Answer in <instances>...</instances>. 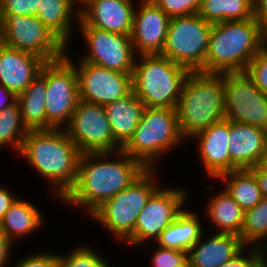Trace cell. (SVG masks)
<instances>
[{"mask_svg": "<svg viewBox=\"0 0 267 267\" xmlns=\"http://www.w3.org/2000/svg\"><path fill=\"white\" fill-rule=\"evenodd\" d=\"M146 168L122 150L81 154L76 181L59 201L90 216L106 200L127 188Z\"/></svg>", "mask_w": 267, "mask_h": 267, "instance_id": "6da1fadb", "label": "cell"}, {"mask_svg": "<svg viewBox=\"0 0 267 267\" xmlns=\"http://www.w3.org/2000/svg\"><path fill=\"white\" fill-rule=\"evenodd\" d=\"M60 201L73 187L81 152L63 128L29 130L18 153Z\"/></svg>", "mask_w": 267, "mask_h": 267, "instance_id": "7a4b0ae2", "label": "cell"}, {"mask_svg": "<svg viewBox=\"0 0 267 267\" xmlns=\"http://www.w3.org/2000/svg\"><path fill=\"white\" fill-rule=\"evenodd\" d=\"M267 43V32L255 17L214 23L209 36L205 73L245 72Z\"/></svg>", "mask_w": 267, "mask_h": 267, "instance_id": "3957f363", "label": "cell"}, {"mask_svg": "<svg viewBox=\"0 0 267 267\" xmlns=\"http://www.w3.org/2000/svg\"><path fill=\"white\" fill-rule=\"evenodd\" d=\"M176 110L186 142L212 124L224 120L223 73L190 72L184 81Z\"/></svg>", "mask_w": 267, "mask_h": 267, "instance_id": "277c9868", "label": "cell"}, {"mask_svg": "<svg viewBox=\"0 0 267 267\" xmlns=\"http://www.w3.org/2000/svg\"><path fill=\"white\" fill-rule=\"evenodd\" d=\"M185 141L176 109L146 107L135 132L121 150L146 169H158L159 160Z\"/></svg>", "mask_w": 267, "mask_h": 267, "instance_id": "5b68a950", "label": "cell"}, {"mask_svg": "<svg viewBox=\"0 0 267 267\" xmlns=\"http://www.w3.org/2000/svg\"><path fill=\"white\" fill-rule=\"evenodd\" d=\"M190 71L160 55H138L132 73L133 92L146 107L176 109Z\"/></svg>", "mask_w": 267, "mask_h": 267, "instance_id": "8992f818", "label": "cell"}, {"mask_svg": "<svg viewBox=\"0 0 267 267\" xmlns=\"http://www.w3.org/2000/svg\"><path fill=\"white\" fill-rule=\"evenodd\" d=\"M157 178H160L159 168L146 169L127 188L99 206L89 218L103 226V230H108L107 234H111L117 243L123 244L133 234L146 202L161 186Z\"/></svg>", "mask_w": 267, "mask_h": 267, "instance_id": "52a82bcc", "label": "cell"}, {"mask_svg": "<svg viewBox=\"0 0 267 267\" xmlns=\"http://www.w3.org/2000/svg\"><path fill=\"white\" fill-rule=\"evenodd\" d=\"M213 24L198 14L172 17L160 55L190 72L205 73V59Z\"/></svg>", "mask_w": 267, "mask_h": 267, "instance_id": "ba28073f", "label": "cell"}, {"mask_svg": "<svg viewBox=\"0 0 267 267\" xmlns=\"http://www.w3.org/2000/svg\"><path fill=\"white\" fill-rule=\"evenodd\" d=\"M1 43L42 58L45 62L61 59L67 46L37 16L0 13Z\"/></svg>", "mask_w": 267, "mask_h": 267, "instance_id": "9c48e42d", "label": "cell"}, {"mask_svg": "<svg viewBox=\"0 0 267 267\" xmlns=\"http://www.w3.org/2000/svg\"><path fill=\"white\" fill-rule=\"evenodd\" d=\"M188 189L182 187L160 186L148 199L141 210L133 234L124 242L127 248H141L149 241L160 237L161 232L170 225L184 209L188 201Z\"/></svg>", "mask_w": 267, "mask_h": 267, "instance_id": "30bf717a", "label": "cell"}, {"mask_svg": "<svg viewBox=\"0 0 267 267\" xmlns=\"http://www.w3.org/2000/svg\"><path fill=\"white\" fill-rule=\"evenodd\" d=\"M46 88V129L64 128L80 100L76 68L65 56L46 62Z\"/></svg>", "mask_w": 267, "mask_h": 267, "instance_id": "8fae6325", "label": "cell"}, {"mask_svg": "<svg viewBox=\"0 0 267 267\" xmlns=\"http://www.w3.org/2000/svg\"><path fill=\"white\" fill-rule=\"evenodd\" d=\"M225 119L267 131V94L246 72H224Z\"/></svg>", "mask_w": 267, "mask_h": 267, "instance_id": "7c38bea8", "label": "cell"}, {"mask_svg": "<svg viewBox=\"0 0 267 267\" xmlns=\"http://www.w3.org/2000/svg\"><path fill=\"white\" fill-rule=\"evenodd\" d=\"M63 129L81 154L121 150L114 140L103 105L79 100L69 123Z\"/></svg>", "mask_w": 267, "mask_h": 267, "instance_id": "4fadbf2b", "label": "cell"}, {"mask_svg": "<svg viewBox=\"0 0 267 267\" xmlns=\"http://www.w3.org/2000/svg\"><path fill=\"white\" fill-rule=\"evenodd\" d=\"M85 44L78 59L112 71L132 74L136 60L131 35H121L91 26H77Z\"/></svg>", "mask_w": 267, "mask_h": 267, "instance_id": "5bb4252c", "label": "cell"}, {"mask_svg": "<svg viewBox=\"0 0 267 267\" xmlns=\"http://www.w3.org/2000/svg\"><path fill=\"white\" fill-rule=\"evenodd\" d=\"M68 49L65 57L76 68L80 100L105 106L133 90L132 74L112 71L77 58L73 60L75 57H71Z\"/></svg>", "mask_w": 267, "mask_h": 267, "instance_id": "9a60e30c", "label": "cell"}, {"mask_svg": "<svg viewBox=\"0 0 267 267\" xmlns=\"http://www.w3.org/2000/svg\"><path fill=\"white\" fill-rule=\"evenodd\" d=\"M170 17L152 0H138L131 40L136 55L161 54L166 43Z\"/></svg>", "mask_w": 267, "mask_h": 267, "instance_id": "2e32d148", "label": "cell"}, {"mask_svg": "<svg viewBox=\"0 0 267 267\" xmlns=\"http://www.w3.org/2000/svg\"><path fill=\"white\" fill-rule=\"evenodd\" d=\"M136 0H83L80 3L78 26L131 35Z\"/></svg>", "mask_w": 267, "mask_h": 267, "instance_id": "e0dca14e", "label": "cell"}, {"mask_svg": "<svg viewBox=\"0 0 267 267\" xmlns=\"http://www.w3.org/2000/svg\"><path fill=\"white\" fill-rule=\"evenodd\" d=\"M230 121L221 120L195 134L189 140L196 142L197 154L206 177L213 182L222 174L230 172L228 137Z\"/></svg>", "mask_w": 267, "mask_h": 267, "instance_id": "ac0fdd59", "label": "cell"}, {"mask_svg": "<svg viewBox=\"0 0 267 267\" xmlns=\"http://www.w3.org/2000/svg\"><path fill=\"white\" fill-rule=\"evenodd\" d=\"M45 63L34 54L0 43V84L19 96L40 74Z\"/></svg>", "mask_w": 267, "mask_h": 267, "instance_id": "d6986e66", "label": "cell"}, {"mask_svg": "<svg viewBox=\"0 0 267 267\" xmlns=\"http://www.w3.org/2000/svg\"><path fill=\"white\" fill-rule=\"evenodd\" d=\"M230 172L257 166L267 149V131L230 121L228 137Z\"/></svg>", "mask_w": 267, "mask_h": 267, "instance_id": "ffe728a7", "label": "cell"}, {"mask_svg": "<svg viewBox=\"0 0 267 267\" xmlns=\"http://www.w3.org/2000/svg\"><path fill=\"white\" fill-rule=\"evenodd\" d=\"M205 237V238H204ZM246 245L233 233H203L188 251L189 267H220L234 258Z\"/></svg>", "mask_w": 267, "mask_h": 267, "instance_id": "44dd1931", "label": "cell"}, {"mask_svg": "<svg viewBox=\"0 0 267 267\" xmlns=\"http://www.w3.org/2000/svg\"><path fill=\"white\" fill-rule=\"evenodd\" d=\"M211 185L208 183V186H205L207 196L210 193L212 194H210L207 199L208 202L206 201V205L204 204L205 207H203L205 208L203 210L205 212L204 216L211 225L210 230L212 232L233 233L240 236L244 210L223 187L215 191V186Z\"/></svg>", "mask_w": 267, "mask_h": 267, "instance_id": "7402d4cb", "label": "cell"}, {"mask_svg": "<svg viewBox=\"0 0 267 267\" xmlns=\"http://www.w3.org/2000/svg\"><path fill=\"white\" fill-rule=\"evenodd\" d=\"M79 9L76 0H39L36 16L69 47L77 30Z\"/></svg>", "mask_w": 267, "mask_h": 267, "instance_id": "603a6c76", "label": "cell"}, {"mask_svg": "<svg viewBox=\"0 0 267 267\" xmlns=\"http://www.w3.org/2000/svg\"><path fill=\"white\" fill-rule=\"evenodd\" d=\"M115 142L122 148L132 137L146 109L133 90L104 106Z\"/></svg>", "mask_w": 267, "mask_h": 267, "instance_id": "cb8c5ba5", "label": "cell"}, {"mask_svg": "<svg viewBox=\"0 0 267 267\" xmlns=\"http://www.w3.org/2000/svg\"><path fill=\"white\" fill-rule=\"evenodd\" d=\"M18 198L12 204L0 221V230L14 243L17 239H23L37 234L45 226L46 219L29 199Z\"/></svg>", "mask_w": 267, "mask_h": 267, "instance_id": "d4e9b609", "label": "cell"}, {"mask_svg": "<svg viewBox=\"0 0 267 267\" xmlns=\"http://www.w3.org/2000/svg\"><path fill=\"white\" fill-rule=\"evenodd\" d=\"M199 214L198 211H191L186 206L175 220L161 232L155 244L164 248L188 252L208 230L207 228L204 231L203 217L200 218Z\"/></svg>", "mask_w": 267, "mask_h": 267, "instance_id": "484cf974", "label": "cell"}, {"mask_svg": "<svg viewBox=\"0 0 267 267\" xmlns=\"http://www.w3.org/2000/svg\"><path fill=\"white\" fill-rule=\"evenodd\" d=\"M46 63L40 74L31 82L22 94L17 96L21 116L28 130L46 129Z\"/></svg>", "mask_w": 267, "mask_h": 267, "instance_id": "4316f807", "label": "cell"}, {"mask_svg": "<svg viewBox=\"0 0 267 267\" xmlns=\"http://www.w3.org/2000/svg\"><path fill=\"white\" fill-rule=\"evenodd\" d=\"M215 181L220 182L244 211L256 206L263 198L255 177L249 169H237L224 173Z\"/></svg>", "mask_w": 267, "mask_h": 267, "instance_id": "83f0119b", "label": "cell"}, {"mask_svg": "<svg viewBox=\"0 0 267 267\" xmlns=\"http://www.w3.org/2000/svg\"><path fill=\"white\" fill-rule=\"evenodd\" d=\"M198 15L212 24L254 17L253 0H201Z\"/></svg>", "mask_w": 267, "mask_h": 267, "instance_id": "f1b7e54d", "label": "cell"}, {"mask_svg": "<svg viewBox=\"0 0 267 267\" xmlns=\"http://www.w3.org/2000/svg\"><path fill=\"white\" fill-rule=\"evenodd\" d=\"M246 246L261 247L267 251V198L253 208L244 211L240 234Z\"/></svg>", "mask_w": 267, "mask_h": 267, "instance_id": "f546056e", "label": "cell"}, {"mask_svg": "<svg viewBox=\"0 0 267 267\" xmlns=\"http://www.w3.org/2000/svg\"><path fill=\"white\" fill-rule=\"evenodd\" d=\"M28 131L18 101L0 112V150L8 147L18 154Z\"/></svg>", "mask_w": 267, "mask_h": 267, "instance_id": "4dcf8cb0", "label": "cell"}, {"mask_svg": "<svg viewBox=\"0 0 267 267\" xmlns=\"http://www.w3.org/2000/svg\"><path fill=\"white\" fill-rule=\"evenodd\" d=\"M87 244L71 247L69 252H60L61 267H111V263L100 250ZM99 252H98V251Z\"/></svg>", "mask_w": 267, "mask_h": 267, "instance_id": "1f68e13d", "label": "cell"}, {"mask_svg": "<svg viewBox=\"0 0 267 267\" xmlns=\"http://www.w3.org/2000/svg\"><path fill=\"white\" fill-rule=\"evenodd\" d=\"M151 253L152 267H189L188 252L160 247L154 243Z\"/></svg>", "mask_w": 267, "mask_h": 267, "instance_id": "d6a6232c", "label": "cell"}, {"mask_svg": "<svg viewBox=\"0 0 267 267\" xmlns=\"http://www.w3.org/2000/svg\"><path fill=\"white\" fill-rule=\"evenodd\" d=\"M267 264V251L261 247L246 246L234 258L220 267H264Z\"/></svg>", "mask_w": 267, "mask_h": 267, "instance_id": "836d02e7", "label": "cell"}, {"mask_svg": "<svg viewBox=\"0 0 267 267\" xmlns=\"http://www.w3.org/2000/svg\"><path fill=\"white\" fill-rule=\"evenodd\" d=\"M26 256V257H25ZM19 258L11 267H61L60 253L47 251H34L32 254Z\"/></svg>", "mask_w": 267, "mask_h": 267, "instance_id": "e575fe53", "label": "cell"}, {"mask_svg": "<svg viewBox=\"0 0 267 267\" xmlns=\"http://www.w3.org/2000/svg\"><path fill=\"white\" fill-rule=\"evenodd\" d=\"M170 18L198 14L201 0H152Z\"/></svg>", "mask_w": 267, "mask_h": 267, "instance_id": "d590c367", "label": "cell"}, {"mask_svg": "<svg viewBox=\"0 0 267 267\" xmlns=\"http://www.w3.org/2000/svg\"><path fill=\"white\" fill-rule=\"evenodd\" d=\"M245 72L252 78L256 86L267 94V43L251 60Z\"/></svg>", "mask_w": 267, "mask_h": 267, "instance_id": "8d00e7d4", "label": "cell"}, {"mask_svg": "<svg viewBox=\"0 0 267 267\" xmlns=\"http://www.w3.org/2000/svg\"><path fill=\"white\" fill-rule=\"evenodd\" d=\"M39 0H0V13L36 16Z\"/></svg>", "mask_w": 267, "mask_h": 267, "instance_id": "74e56055", "label": "cell"}, {"mask_svg": "<svg viewBox=\"0 0 267 267\" xmlns=\"http://www.w3.org/2000/svg\"><path fill=\"white\" fill-rule=\"evenodd\" d=\"M14 243L0 230V267H10Z\"/></svg>", "mask_w": 267, "mask_h": 267, "instance_id": "f35d334b", "label": "cell"}, {"mask_svg": "<svg viewBox=\"0 0 267 267\" xmlns=\"http://www.w3.org/2000/svg\"><path fill=\"white\" fill-rule=\"evenodd\" d=\"M19 194L12 193L11 188L6 185H0V221L3 219L5 213L10 209L12 204L18 198Z\"/></svg>", "mask_w": 267, "mask_h": 267, "instance_id": "ab89813d", "label": "cell"}, {"mask_svg": "<svg viewBox=\"0 0 267 267\" xmlns=\"http://www.w3.org/2000/svg\"><path fill=\"white\" fill-rule=\"evenodd\" d=\"M254 1V17L267 32V0Z\"/></svg>", "mask_w": 267, "mask_h": 267, "instance_id": "60d3db41", "label": "cell"}, {"mask_svg": "<svg viewBox=\"0 0 267 267\" xmlns=\"http://www.w3.org/2000/svg\"><path fill=\"white\" fill-rule=\"evenodd\" d=\"M249 170L253 173L255 177L262 197L267 198V173L261 170L258 166L251 167L249 168Z\"/></svg>", "mask_w": 267, "mask_h": 267, "instance_id": "b9f144b4", "label": "cell"}, {"mask_svg": "<svg viewBox=\"0 0 267 267\" xmlns=\"http://www.w3.org/2000/svg\"><path fill=\"white\" fill-rule=\"evenodd\" d=\"M17 101V96L0 84V112L6 107L14 104Z\"/></svg>", "mask_w": 267, "mask_h": 267, "instance_id": "7bdbcfd3", "label": "cell"}, {"mask_svg": "<svg viewBox=\"0 0 267 267\" xmlns=\"http://www.w3.org/2000/svg\"><path fill=\"white\" fill-rule=\"evenodd\" d=\"M261 170H263L264 172L267 173V149L265 150V152L263 153V155L261 156V159L257 165Z\"/></svg>", "mask_w": 267, "mask_h": 267, "instance_id": "ee69618b", "label": "cell"}, {"mask_svg": "<svg viewBox=\"0 0 267 267\" xmlns=\"http://www.w3.org/2000/svg\"><path fill=\"white\" fill-rule=\"evenodd\" d=\"M2 41V17L0 15V43Z\"/></svg>", "mask_w": 267, "mask_h": 267, "instance_id": "f6af8a7d", "label": "cell"}, {"mask_svg": "<svg viewBox=\"0 0 267 267\" xmlns=\"http://www.w3.org/2000/svg\"><path fill=\"white\" fill-rule=\"evenodd\" d=\"M79 4L83 1V0H76Z\"/></svg>", "mask_w": 267, "mask_h": 267, "instance_id": "bcb514c9", "label": "cell"}]
</instances>
